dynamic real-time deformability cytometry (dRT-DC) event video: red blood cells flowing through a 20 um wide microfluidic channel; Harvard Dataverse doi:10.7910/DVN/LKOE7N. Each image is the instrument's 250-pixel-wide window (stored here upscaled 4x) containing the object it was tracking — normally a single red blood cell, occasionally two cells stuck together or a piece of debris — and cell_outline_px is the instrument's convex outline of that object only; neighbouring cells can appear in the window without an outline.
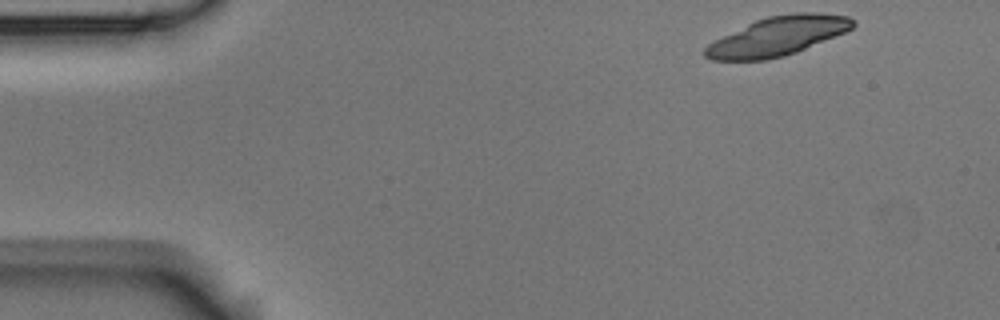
{"species": "Egyptian fruit bat (a non-hibernating species)", "species_latin": "Rousettus aegyptiacus", "temperature_condition": "room temperature", "stored_images_in_passage": 5, "camera_frame_rate_fps": 3000, "um_per_image_px": 0.085, "animal": {"sex": "male"}, "frame": {"image": 1, "passage_image": 1, "time_ms": 0.0, "image_size_px": [1000, 320], "cell_outline_px": [[856, 24], [852, 28], [844, 32], [796, 52], [784, 56], [764, 60], [712, 60], [704, 56], [704, 48], [708, 44], [756, 20], [768, 16], [796, 12], [816, 12], [848, 16], [856, 20]], "centroid_in_image_um": [66.13, 3.07], "position_along_channel_um": 18.9, "area_um2": 33.18}}